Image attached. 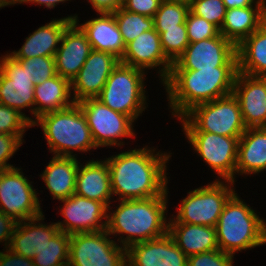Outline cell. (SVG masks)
Masks as SVG:
<instances>
[{
  "label": "cell",
  "mask_w": 266,
  "mask_h": 266,
  "mask_svg": "<svg viewBox=\"0 0 266 266\" xmlns=\"http://www.w3.org/2000/svg\"><path fill=\"white\" fill-rule=\"evenodd\" d=\"M144 147L122 152L106 159L112 194L119 200L147 199L167 191L166 163L170 158Z\"/></svg>",
  "instance_id": "6da1fadb"
},
{
  "label": "cell",
  "mask_w": 266,
  "mask_h": 266,
  "mask_svg": "<svg viewBox=\"0 0 266 266\" xmlns=\"http://www.w3.org/2000/svg\"><path fill=\"white\" fill-rule=\"evenodd\" d=\"M238 67L171 70L163 83L172 115L183 117L194 106L232 94Z\"/></svg>",
  "instance_id": "7a4b0ae2"
},
{
  "label": "cell",
  "mask_w": 266,
  "mask_h": 266,
  "mask_svg": "<svg viewBox=\"0 0 266 266\" xmlns=\"http://www.w3.org/2000/svg\"><path fill=\"white\" fill-rule=\"evenodd\" d=\"M147 199L120 200L116 211L107 214L106 231L127 234L120 244L127 249L136 243L160 238L168 233L165 211L167 193Z\"/></svg>",
  "instance_id": "3957f363"
},
{
  "label": "cell",
  "mask_w": 266,
  "mask_h": 266,
  "mask_svg": "<svg viewBox=\"0 0 266 266\" xmlns=\"http://www.w3.org/2000/svg\"><path fill=\"white\" fill-rule=\"evenodd\" d=\"M221 251H237L266 244V223L234 193L226 202L216 225Z\"/></svg>",
  "instance_id": "277c9868"
},
{
  "label": "cell",
  "mask_w": 266,
  "mask_h": 266,
  "mask_svg": "<svg viewBox=\"0 0 266 266\" xmlns=\"http://www.w3.org/2000/svg\"><path fill=\"white\" fill-rule=\"evenodd\" d=\"M36 124L42 126L49 149L55 156L75 157L71 150L87 152L97 147L86 117L77 103L40 116L33 120L32 126Z\"/></svg>",
  "instance_id": "5b68a950"
},
{
  "label": "cell",
  "mask_w": 266,
  "mask_h": 266,
  "mask_svg": "<svg viewBox=\"0 0 266 266\" xmlns=\"http://www.w3.org/2000/svg\"><path fill=\"white\" fill-rule=\"evenodd\" d=\"M184 131L240 137L247 129L237 98L232 94L194 106L179 118Z\"/></svg>",
  "instance_id": "8992f818"
},
{
  "label": "cell",
  "mask_w": 266,
  "mask_h": 266,
  "mask_svg": "<svg viewBox=\"0 0 266 266\" xmlns=\"http://www.w3.org/2000/svg\"><path fill=\"white\" fill-rule=\"evenodd\" d=\"M144 73L143 70L119 62L96 98L134 121L146 109Z\"/></svg>",
  "instance_id": "52a82bcc"
},
{
  "label": "cell",
  "mask_w": 266,
  "mask_h": 266,
  "mask_svg": "<svg viewBox=\"0 0 266 266\" xmlns=\"http://www.w3.org/2000/svg\"><path fill=\"white\" fill-rule=\"evenodd\" d=\"M228 186V187H227ZM217 179L209 185L188 192L182 200L176 218L168 223H186L216 227L219 216L234 189Z\"/></svg>",
  "instance_id": "ba28073f"
},
{
  "label": "cell",
  "mask_w": 266,
  "mask_h": 266,
  "mask_svg": "<svg viewBox=\"0 0 266 266\" xmlns=\"http://www.w3.org/2000/svg\"><path fill=\"white\" fill-rule=\"evenodd\" d=\"M108 235L106 229L70 235L68 266H127V250Z\"/></svg>",
  "instance_id": "9c48e42d"
},
{
  "label": "cell",
  "mask_w": 266,
  "mask_h": 266,
  "mask_svg": "<svg viewBox=\"0 0 266 266\" xmlns=\"http://www.w3.org/2000/svg\"><path fill=\"white\" fill-rule=\"evenodd\" d=\"M20 170L13 167L0 172V210L17 222L43 214L34 187Z\"/></svg>",
  "instance_id": "30bf717a"
},
{
  "label": "cell",
  "mask_w": 266,
  "mask_h": 266,
  "mask_svg": "<svg viewBox=\"0 0 266 266\" xmlns=\"http://www.w3.org/2000/svg\"><path fill=\"white\" fill-rule=\"evenodd\" d=\"M77 104L86 117L97 147L121 146L123 142L117 138L134 136L132 125L134 121L129 116L112 110L97 98H86Z\"/></svg>",
  "instance_id": "8fae6325"
},
{
  "label": "cell",
  "mask_w": 266,
  "mask_h": 266,
  "mask_svg": "<svg viewBox=\"0 0 266 266\" xmlns=\"http://www.w3.org/2000/svg\"><path fill=\"white\" fill-rule=\"evenodd\" d=\"M194 150L220 178L234 185L240 137H229L203 131H184Z\"/></svg>",
  "instance_id": "7c38bea8"
},
{
  "label": "cell",
  "mask_w": 266,
  "mask_h": 266,
  "mask_svg": "<svg viewBox=\"0 0 266 266\" xmlns=\"http://www.w3.org/2000/svg\"><path fill=\"white\" fill-rule=\"evenodd\" d=\"M238 67L237 46L222 34L189 43L185 51L172 64L171 70L214 69Z\"/></svg>",
  "instance_id": "4fadbf2b"
},
{
  "label": "cell",
  "mask_w": 266,
  "mask_h": 266,
  "mask_svg": "<svg viewBox=\"0 0 266 266\" xmlns=\"http://www.w3.org/2000/svg\"><path fill=\"white\" fill-rule=\"evenodd\" d=\"M60 201L64 203L61 214L65 218L64 222L56 223L60 231L72 235L106 229L107 219L102 223L101 219L107 218L108 207L103 202L76 194Z\"/></svg>",
  "instance_id": "5bb4252c"
},
{
  "label": "cell",
  "mask_w": 266,
  "mask_h": 266,
  "mask_svg": "<svg viewBox=\"0 0 266 266\" xmlns=\"http://www.w3.org/2000/svg\"><path fill=\"white\" fill-rule=\"evenodd\" d=\"M1 61L0 104L19 112L34 106L33 76L10 54L3 56Z\"/></svg>",
  "instance_id": "9a60e30c"
},
{
  "label": "cell",
  "mask_w": 266,
  "mask_h": 266,
  "mask_svg": "<svg viewBox=\"0 0 266 266\" xmlns=\"http://www.w3.org/2000/svg\"><path fill=\"white\" fill-rule=\"evenodd\" d=\"M119 62L120 59L112 53L92 49L78 75L71 81L72 100L77 103L86 98H96Z\"/></svg>",
  "instance_id": "2e32d148"
},
{
  "label": "cell",
  "mask_w": 266,
  "mask_h": 266,
  "mask_svg": "<svg viewBox=\"0 0 266 266\" xmlns=\"http://www.w3.org/2000/svg\"><path fill=\"white\" fill-rule=\"evenodd\" d=\"M232 93L246 128L266 127V77L237 72Z\"/></svg>",
  "instance_id": "e0dca14e"
},
{
  "label": "cell",
  "mask_w": 266,
  "mask_h": 266,
  "mask_svg": "<svg viewBox=\"0 0 266 266\" xmlns=\"http://www.w3.org/2000/svg\"><path fill=\"white\" fill-rule=\"evenodd\" d=\"M120 62L140 70L162 66L159 71L163 83L169 77L172 62L165 56L160 34L155 30H148L141 33L132 42L128 43Z\"/></svg>",
  "instance_id": "ac0fdd59"
},
{
  "label": "cell",
  "mask_w": 266,
  "mask_h": 266,
  "mask_svg": "<svg viewBox=\"0 0 266 266\" xmlns=\"http://www.w3.org/2000/svg\"><path fill=\"white\" fill-rule=\"evenodd\" d=\"M127 266H187L188 257L166 235L131 245L127 249Z\"/></svg>",
  "instance_id": "d6986e66"
},
{
  "label": "cell",
  "mask_w": 266,
  "mask_h": 266,
  "mask_svg": "<svg viewBox=\"0 0 266 266\" xmlns=\"http://www.w3.org/2000/svg\"><path fill=\"white\" fill-rule=\"evenodd\" d=\"M75 19L64 31L54 56L56 73L70 82L78 75L92 48L86 34Z\"/></svg>",
  "instance_id": "ffe728a7"
},
{
  "label": "cell",
  "mask_w": 266,
  "mask_h": 266,
  "mask_svg": "<svg viewBox=\"0 0 266 266\" xmlns=\"http://www.w3.org/2000/svg\"><path fill=\"white\" fill-rule=\"evenodd\" d=\"M77 18V16H68L59 20L53 19L30 34L20 50L13 51L10 55L15 59L54 57L59 48L57 44L61 42L65 29Z\"/></svg>",
  "instance_id": "44dd1931"
},
{
  "label": "cell",
  "mask_w": 266,
  "mask_h": 266,
  "mask_svg": "<svg viewBox=\"0 0 266 266\" xmlns=\"http://www.w3.org/2000/svg\"><path fill=\"white\" fill-rule=\"evenodd\" d=\"M75 194L84 198L103 202L110 210L112 198L109 166L104 161L90 160L85 165H79Z\"/></svg>",
  "instance_id": "7402d4cb"
},
{
  "label": "cell",
  "mask_w": 266,
  "mask_h": 266,
  "mask_svg": "<svg viewBox=\"0 0 266 266\" xmlns=\"http://www.w3.org/2000/svg\"><path fill=\"white\" fill-rule=\"evenodd\" d=\"M100 17L93 18L79 27L86 34L91 48L109 52L121 59L126 45L113 13L100 12Z\"/></svg>",
  "instance_id": "603a6c76"
},
{
  "label": "cell",
  "mask_w": 266,
  "mask_h": 266,
  "mask_svg": "<svg viewBox=\"0 0 266 266\" xmlns=\"http://www.w3.org/2000/svg\"><path fill=\"white\" fill-rule=\"evenodd\" d=\"M168 234L187 257L219 249L216 227L168 223Z\"/></svg>",
  "instance_id": "cb8c5ba5"
},
{
  "label": "cell",
  "mask_w": 266,
  "mask_h": 266,
  "mask_svg": "<svg viewBox=\"0 0 266 266\" xmlns=\"http://www.w3.org/2000/svg\"><path fill=\"white\" fill-rule=\"evenodd\" d=\"M265 13L266 8L260 3L249 7L227 9L219 32L238 46L265 23Z\"/></svg>",
  "instance_id": "d4e9b609"
},
{
  "label": "cell",
  "mask_w": 266,
  "mask_h": 266,
  "mask_svg": "<svg viewBox=\"0 0 266 266\" xmlns=\"http://www.w3.org/2000/svg\"><path fill=\"white\" fill-rule=\"evenodd\" d=\"M263 170H266V127L247 128L239 138L235 174Z\"/></svg>",
  "instance_id": "484cf974"
},
{
  "label": "cell",
  "mask_w": 266,
  "mask_h": 266,
  "mask_svg": "<svg viewBox=\"0 0 266 266\" xmlns=\"http://www.w3.org/2000/svg\"><path fill=\"white\" fill-rule=\"evenodd\" d=\"M71 82L58 74L47 81L35 85L34 87V107L31 113L35 120L40 116L64 110L72 106L75 102L70 100Z\"/></svg>",
  "instance_id": "4316f807"
},
{
  "label": "cell",
  "mask_w": 266,
  "mask_h": 266,
  "mask_svg": "<svg viewBox=\"0 0 266 266\" xmlns=\"http://www.w3.org/2000/svg\"><path fill=\"white\" fill-rule=\"evenodd\" d=\"M40 220H44L43 214L34 219L18 222L8 248L18 255L32 259L34 251H38L43 243L50 241L59 231L56 223L51 225L37 224Z\"/></svg>",
  "instance_id": "83f0119b"
},
{
  "label": "cell",
  "mask_w": 266,
  "mask_h": 266,
  "mask_svg": "<svg viewBox=\"0 0 266 266\" xmlns=\"http://www.w3.org/2000/svg\"><path fill=\"white\" fill-rule=\"evenodd\" d=\"M77 158L55 156L40 175L53 199L63 200L75 194L76 176L79 168Z\"/></svg>",
  "instance_id": "f1b7e54d"
},
{
  "label": "cell",
  "mask_w": 266,
  "mask_h": 266,
  "mask_svg": "<svg viewBox=\"0 0 266 266\" xmlns=\"http://www.w3.org/2000/svg\"><path fill=\"white\" fill-rule=\"evenodd\" d=\"M238 72L266 77V23L237 46Z\"/></svg>",
  "instance_id": "f546056e"
},
{
  "label": "cell",
  "mask_w": 266,
  "mask_h": 266,
  "mask_svg": "<svg viewBox=\"0 0 266 266\" xmlns=\"http://www.w3.org/2000/svg\"><path fill=\"white\" fill-rule=\"evenodd\" d=\"M70 235L58 231L50 241L43 243L32 258L35 266H68Z\"/></svg>",
  "instance_id": "4dcf8cb0"
},
{
  "label": "cell",
  "mask_w": 266,
  "mask_h": 266,
  "mask_svg": "<svg viewBox=\"0 0 266 266\" xmlns=\"http://www.w3.org/2000/svg\"><path fill=\"white\" fill-rule=\"evenodd\" d=\"M125 45L141 33L154 29V19L142 14L127 11L122 7L113 12Z\"/></svg>",
  "instance_id": "1f68e13d"
},
{
  "label": "cell",
  "mask_w": 266,
  "mask_h": 266,
  "mask_svg": "<svg viewBox=\"0 0 266 266\" xmlns=\"http://www.w3.org/2000/svg\"><path fill=\"white\" fill-rule=\"evenodd\" d=\"M189 11L185 4L161 2L153 17L154 29L161 34L165 29L179 28V24H186Z\"/></svg>",
  "instance_id": "d6a6232c"
},
{
  "label": "cell",
  "mask_w": 266,
  "mask_h": 266,
  "mask_svg": "<svg viewBox=\"0 0 266 266\" xmlns=\"http://www.w3.org/2000/svg\"><path fill=\"white\" fill-rule=\"evenodd\" d=\"M160 41L165 56L174 63L189 45L186 24H179V28L165 29L160 34Z\"/></svg>",
  "instance_id": "836d02e7"
},
{
  "label": "cell",
  "mask_w": 266,
  "mask_h": 266,
  "mask_svg": "<svg viewBox=\"0 0 266 266\" xmlns=\"http://www.w3.org/2000/svg\"><path fill=\"white\" fill-rule=\"evenodd\" d=\"M33 120L23 112L0 104V133L23 138L25 128L32 127Z\"/></svg>",
  "instance_id": "e575fe53"
},
{
  "label": "cell",
  "mask_w": 266,
  "mask_h": 266,
  "mask_svg": "<svg viewBox=\"0 0 266 266\" xmlns=\"http://www.w3.org/2000/svg\"><path fill=\"white\" fill-rule=\"evenodd\" d=\"M24 70H26L30 76H33V83L35 85L47 81L57 75L55 58L48 56H38L28 59H17Z\"/></svg>",
  "instance_id": "d590c367"
},
{
  "label": "cell",
  "mask_w": 266,
  "mask_h": 266,
  "mask_svg": "<svg viewBox=\"0 0 266 266\" xmlns=\"http://www.w3.org/2000/svg\"><path fill=\"white\" fill-rule=\"evenodd\" d=\"M226 7L222 0H192L190 11L210 23L219 30L224 22Z\"/></svg>",
  "instance_id": "8d00e7d4"
},
{
  "label": "cell",
  "mask_w": 266,
  "mask_h": 266,
  "mask_svg": "<svg viewBox=\"0 0 266 266\" xmlns=\"http://www.w3.org/2000/svg\"><path fill=\"white\" fill-rule=\"evenodd\" d=\"M186 29L189 43L216 37L219 29L206 19L189 11L186 18Z\"/></svg>",
  "instance_id": "74e56055"
},
{
  "label": "cell",
  "mask_w": 266,
  "mask_h": 266,
  "mask_svg": "<svg viewBox=\"0 0 266 266\" xmlns=\"http://www.w3.org/2000/svg\"><path fill=\"white\" fill-rule=\"evenodd\" d=\"M233 255L220 249L188 257L187 266H233Z\"/></svg>",
  "instance_id": "f35d334b"
},
{
  "label": "cell",
  "mask_w": 266,
  "mask_h": 266,
  "mask_svg": "<svg viewBox=\"0 0 266 266\" xmlns=\"http://www.w3.org/2000/svg\"><path fill=\"white\" fill-rule=\"evenodd\" d=\"M22 143V139L16 135L0 133V172L15 167L7 164V161Z\"/></svg>",
  "instance_id": "ab89813d"
},
{
  "label": "cell",
  "mask_w": 266,
  "mask_h": 266,
  "mask_svg": "<svg viewBox=\"0 0 266 266\" xmlns=\"http://www.w3.org/2000/svg\"><path fill=\"white\" fill-rule=\"evenodd\" d=\"M161 2V0H124L122 8L153 18Z\"/></svg>",
  "instance_id": "60d3db41"
},
{
  "label": "cell",
  "mask_w": 266,
  "mask_h": 266,
  "mask_svg": "<svg viewBox=\"0 0 266 266\" xmlns=\"http://www.w3.org/2000/svg\"><path fill=\"white\" fill-rule=\"evenodd\" d=\"M17 223L18 222L14 218L0 210V243L4 241L5 248H8L10 245L11 237L15 231Z\"/></svg>",
  "instance_id": "b9f144b4"
},
{
  "label": "cell",
  "mask_w": 266,
  "mask_h": 266,
  "mask_svg": "<svg viewBox=\"0 0 266 266\" xmlns=\"http://www.w3.org/2000/svg\"><path fill=\"white\" fill-rule=\"evenodd\" d=\"M5 252L0 251V266H35L31 258L18 255L9 248Z\"/></svg>",
  "instance_id": "7bdbcfd3"
},
{
  "label": "cell",
  "mask_w": 266,
  "mask_h": 266,
  "mask_svg": "<svg viewBox=\"0 0 266 266\" xmlns=\"http://www.w3.org/2000/svg\"><path fill=\"white\" fill-rule=\"evenodd\" d=\"M92 7L98 13H113L118 8L122 7L123 2L121 0H89Z\"/></svg>",
  "instance_id": "ee69618b"
},
{
  "label": "cell",
  "mask_w": 266,
  "mask_h": 266,
  "mask_svg": "<svg viewBox=\"0 0 266 266\" xmlns=\"http://www.w3.org/2000/svg\"><path fill=\"white\" fill-rule=\"evenodd\" d=\"M226 9L243 8L253 6L257 3L255 0H222Z\"/></svg>",
  "instance_id": "f6af8a7d"
},
{
  "label": "cell",
  "mask_w": 266,
  "mask_h": 266,
  "mask_svg": "<svg viewBox=\"0 0 266 266\" xmlns=\"http://www.w3.org/2000/svg\"><path fill=\"white\" fill-rule=\"evenodd\" d=\"M66 0H22V3H37L38 5H45L47 8H53L56 6V4L60 2H65ZM68 1V0H67Z\"/></svg>",
  "instance_id": "bcb514c9"
},
{
  "label": "cell",
  "mask_w": 266,
  "mask_h": 266,
  "mask_svg": "<svg viewBox=\"0 0 266 266\" xmlns=\"http://www.w3.org/2000/svg\"><path fill=\"white\" fill-rule=\"evenodd\" d=\"M21 4L22 3V0H0V8L4 7V6H8V5H11V4Z\"/></svg>",
  "instance_id": "7dc6e473"
},
{
  "label": "cell",
  "mask_w": 266,
  "mask_h": 266,
  "mask_svg": "<svg viewBox=\"0 0 266 266\" xmlns=\"http://www.w3.org/2000/svg\"><path fill=\"white\" fill-rule=\"evenodd\" d=\"M161 1L167 3H180V4H185L187 6H190L192 3V0H161Z\"/></svg>",
  "instance_id": "c3c4849f"
},
{
  "label": "cell",
  "mask_w": 266,
  "mask_h": 266,
  "mask_svg": "<svg viewBox=\"0 0 266 266\" xmlns=\"http://www.w3.org/2000/svg\"><path fill=\"white\" fill-rule=\"evenodd\" d=\"M256 2L262 4L266 8V0H256Z\"/></svg>",
  "instance_id": "681fc988"
}]
</instances>
